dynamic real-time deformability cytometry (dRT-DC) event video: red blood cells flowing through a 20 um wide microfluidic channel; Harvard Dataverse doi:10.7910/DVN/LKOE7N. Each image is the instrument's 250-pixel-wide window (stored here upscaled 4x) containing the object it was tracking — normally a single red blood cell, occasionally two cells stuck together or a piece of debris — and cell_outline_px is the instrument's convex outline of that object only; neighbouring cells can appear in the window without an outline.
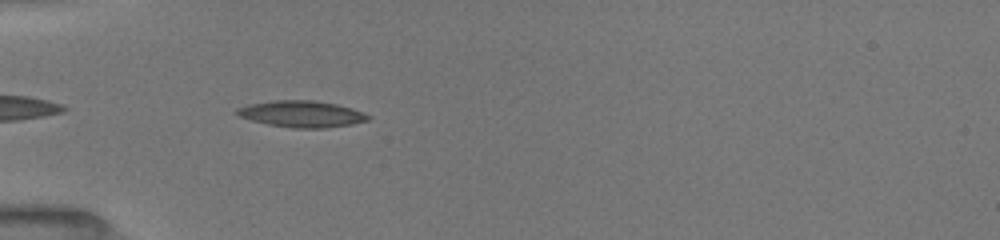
{"species": "common noctule bat (a hibernating species)", "species_latin": "Nyctalus noctula", "temperature_condition": "room temperature", "stored_images_in_passage": 28, "camera_frame_rate_fps": 3000, "um_per_image_px": 0.085, "animal": {"sex": "female", "body_mass_g": 19.5, "forearm_length_mm": 54.1}, "frame": {"image": 1, "passage_image": 4, "time_ms": 0.667, "image_size_px": [1000, 240], "cell_outline_px": [[372, 116], [368, 120], [352, 124], [324, 128], [292, 128], [268, 124], [252, 120], [240, 116], [236, 112], [236, 108], [248, 104], [272, 100], [316, 100], [336, 104], [352, 108]], "centroid_in_image_um": [25.65, 9.68], "position_along_channel_um": 59.3, "area_um2": 20.23}}
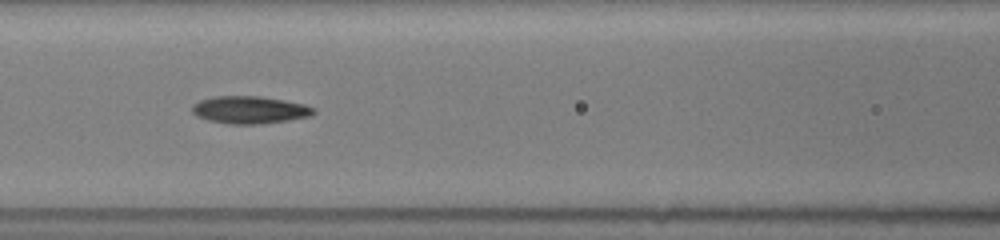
{"frame": {"image": 2, "passage_image": 13, "time_ms": 3.0, "image_size_px": [1000, 240], "cell_outline_px": [[316, 112], [308, 116], [288, 120], [256, 124], [228, 124], [208, 120], [196, 116], [192, 112], [192, 104], [200, 100], [212, 96], [260, 96], [284, 100], [304, 104], [316, 108]], "centroid_in_image_um": [21.19, 9.33], "position_along_channel_um": 145.4, "area_um2": 19.48}}
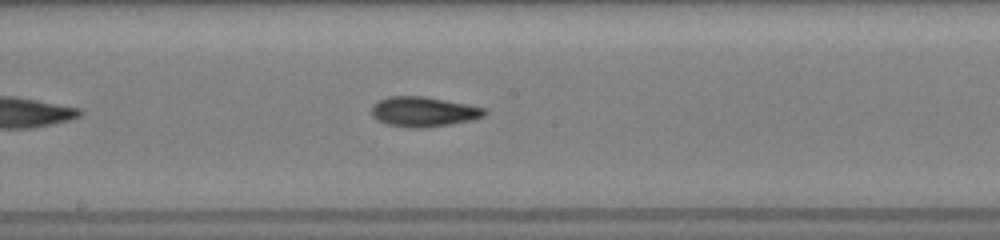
{"frame": {"image": 3, "passage_image": 20, "time_ms": 4.667, "image_size_px": [1000, 240], "cell_outline_px": [[488, 112], [484, 116], [468, 120], [448, 124], [424, 128], [408, 128], [388, 124], [376, 120], [372, 116], [372, 104], [388, 96], [424, 96], [468, 104], [484, 108]], "centroid_in_image_um": [35.97, 9.49], "position_along_channel_um": 212.2, "area_um2": 19.65}}